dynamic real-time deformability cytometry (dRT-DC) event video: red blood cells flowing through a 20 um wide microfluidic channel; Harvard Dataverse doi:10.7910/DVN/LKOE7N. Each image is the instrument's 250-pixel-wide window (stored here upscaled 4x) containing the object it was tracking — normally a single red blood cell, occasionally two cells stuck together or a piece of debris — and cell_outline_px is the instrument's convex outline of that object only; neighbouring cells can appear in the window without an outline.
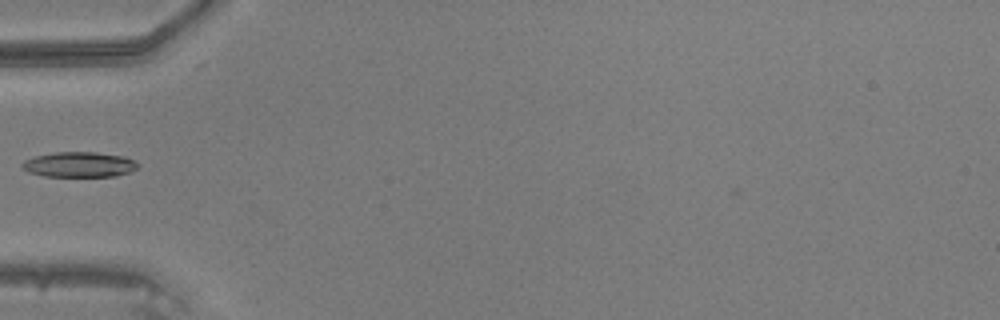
{"species": "common noctule bat (a hibernating species)", "species_latin": "Nyctalus noctula", "temperature_condition": "warm", "stored_images_in_passage": 6, "camera_frame_rate_fps": 3000, "um_per_image_px": 0.085, "animal": {"sex": "male", "body_mass_g": 20.5, "forearm_length_mm": 52.5}, "frame": {"image": 1, "passage_image": 1, "time_ms": 0.0, "image_size_px": [1000, 320], "cell_outline_px": [[140, 164], [132, 172], [116, 176], [44, 176], [28, 172], [20, 164], [24, 160], [36, 156], [56, 152], [96, 152], [124, 156]], "centroid_in_image_um": [6.75, 13.99], "position_along_channel_um": 78.2, "area_um2": 16.99}}
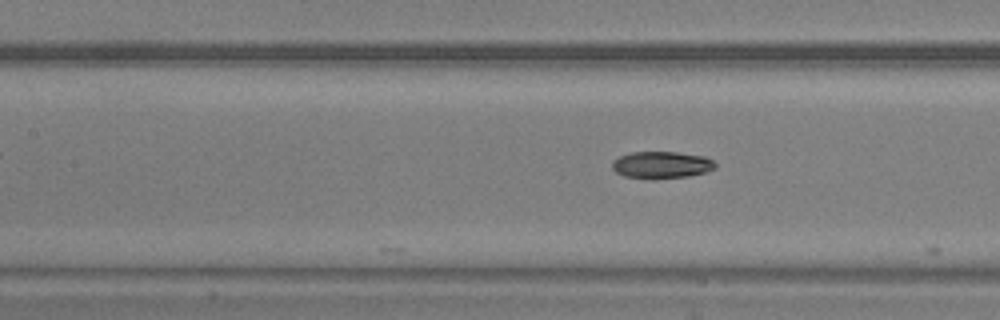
{"frame": {"image": 2, "passage_image": 6, "time_ms": 1.667, "image_size_px": [1000, 320], "cell_outline_px": [[716, 168], [708, 172], [688, 176], [652, 180], [624, 176], [616, 172], [612, 168], [612, 160], [620, 156], [632, 152], [676, 152], [704, 156], [712, 160], [716, 164]], "centroid_in_image_um": [56.23, 14.03], "position_along_channel_um": 151.2, "area_um2": 16.47}}